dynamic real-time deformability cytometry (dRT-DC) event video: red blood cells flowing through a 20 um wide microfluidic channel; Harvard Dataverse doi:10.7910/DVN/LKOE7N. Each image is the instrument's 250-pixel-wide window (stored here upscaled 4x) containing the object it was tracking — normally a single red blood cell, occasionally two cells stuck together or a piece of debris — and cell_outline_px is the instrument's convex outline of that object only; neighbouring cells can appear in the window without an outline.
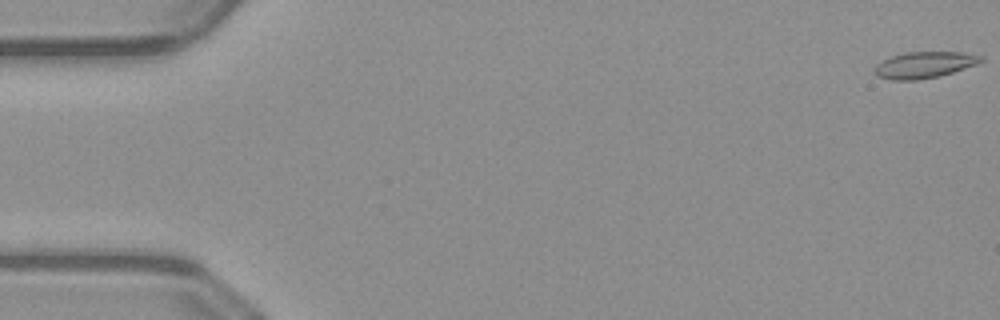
{"species": "common noctule bat (a hibernating species)", "species_latin": "Nyctalus noctula", "temperature_condition": "warm", "stored_images_in_passage": 9, "camera_frame_rate_fps": 3000, "um_per_image_px": 0.085, "animal": {"sex": "male", "body_mass_g": 23.1, "forearm_length_mm": 52.7}, "frame": {"image": 1, "passage_image": 1, "time_ms": 0.0, "image_size_px": [1000, 320], "cell_outline_px": [[984, 60], [976, 64], [940, 76], [916, 80], [892, 80], [876, 76], [872, 72], [872, 68], [876, 64], [892, 56], [908, 52], [964, 52], [984, 56]], "centroid_in_image_um": [78.54, 5.52], "position_along_channel_um": 6.5, "area_um2": 16.42}}